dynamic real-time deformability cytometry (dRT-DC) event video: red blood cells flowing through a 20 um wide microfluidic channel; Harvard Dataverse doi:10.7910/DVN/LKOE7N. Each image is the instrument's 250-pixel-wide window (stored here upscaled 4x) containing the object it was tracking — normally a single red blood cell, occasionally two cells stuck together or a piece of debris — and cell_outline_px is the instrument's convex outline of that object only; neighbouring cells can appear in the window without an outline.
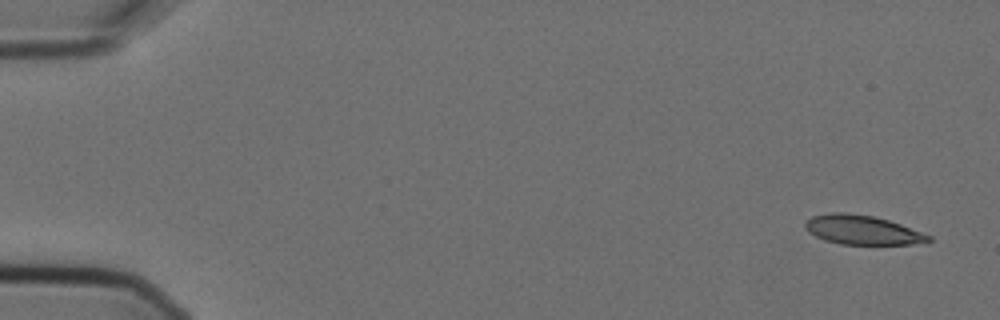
{"species": "Egyptian fruit bat (a non-hibernating species)", "species_latin": "Rousettus aegyptiacus", "temperature_condition": "cold", "stored_images_in_passage": 5, "camera_frame_rate_fps": 3000, "um_per_image_px": 0.085, "animal": {"sex": "female"}, "frame": {"image": 1, "passage_image": 1, "time_ms": 0.0, "image_size_px": [1000, 320], "cell_outline_px": [[932, 240], [912, 244], [840, 244], [824, 240], [808, 232], [804, 228], [804, 224], [812, 216], [828, 212], [844, 212], [872, 216], [888, 220], [900, 224], [932, 236]], "centroid_in_image_um": [73.25, 19.54], "position_along_channel_um": 11.7, "area_um2": 20.92}}